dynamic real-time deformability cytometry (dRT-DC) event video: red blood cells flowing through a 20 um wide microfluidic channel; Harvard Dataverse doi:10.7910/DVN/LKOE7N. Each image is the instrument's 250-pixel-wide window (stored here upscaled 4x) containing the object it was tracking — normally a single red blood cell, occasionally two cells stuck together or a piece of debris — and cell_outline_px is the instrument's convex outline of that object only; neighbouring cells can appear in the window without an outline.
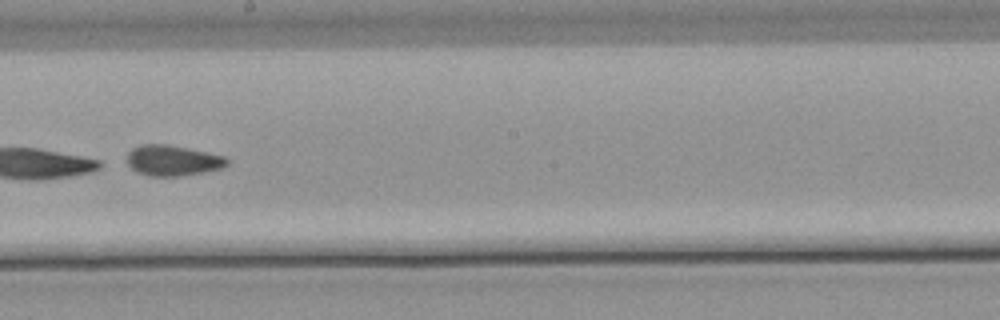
{"species": "common noctule bat (a hibernating species)", "species_latin": "Nyctalus noctula", "temperature_condition": "warm", "stored_images_in_passage": 46, "segment_of_instrument_passage": [2, 2], "camera_frame_rate_fps": 3000, "um_per_image_px": 0.085, "animal": {"sex": "male", "body_mass_g": 21.5, "forearm_length_mm": 52.0}, "frame": {"image": 1, "passage_image": 24, "time_ms": 7.667, "image_size_px": [1000, 320], "cell_outline_px": [[228, 164], [224, 168], [204, 172], [180, 176], [152, 176], [136, 172], [128, 164], [128, 152], [132, 148], [140, 144], [168, 144], [224, 156], [228, 160]], "centroid_in_image_um": [14.68, 13.64], "position_along_channel_um": 233.5, "area_um2": 17.8}}